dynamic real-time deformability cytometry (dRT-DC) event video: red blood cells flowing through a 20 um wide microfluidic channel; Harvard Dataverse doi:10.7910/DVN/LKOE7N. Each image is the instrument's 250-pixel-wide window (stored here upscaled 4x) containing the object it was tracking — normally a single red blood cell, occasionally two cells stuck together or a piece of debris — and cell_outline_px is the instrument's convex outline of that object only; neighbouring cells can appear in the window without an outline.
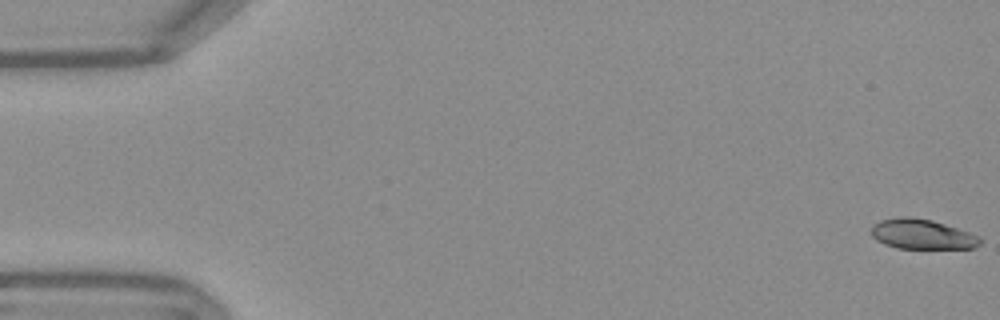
{"species": "Egyptian fruit bat (a non-hibernating species)", "species_latin": "Rousettus aegyptiacus", "temperature_condition": "warm", "stored_images_in_passage": 54, "camera_frame_rate_fps": 3000, "um_per_image_px": 0.085, "frame": {"image": 1, "passage_image": 1, "time_ms": 0.0, "image_size_px": [1000, 320], "cell_outline_px": [[984, 240], [980, 244], [972, 248], [896, 248], [884, 244], [876, 240], [872, 236], [872, 224], [880, 220], [900, 216], [912, 216], [932, 220], [980, 236]], "centroid_in_image_um": [78.35, 19.9], "position_along_channel_um": 6.6, "area_um2": 19.07}}
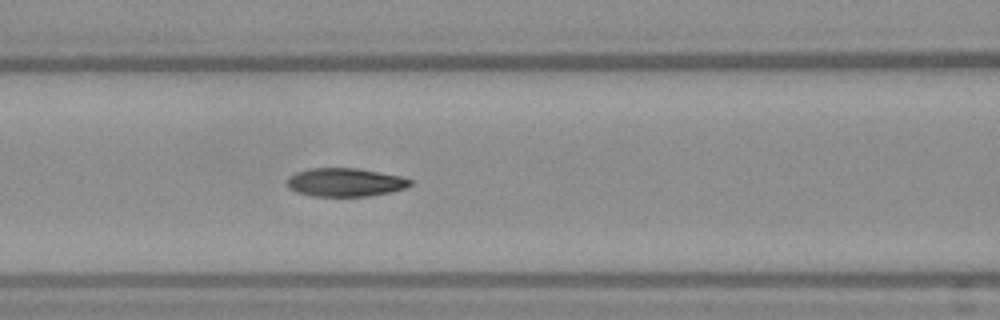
{"frame": {"image": 2, "passage_image": 23, "time_ms": 7.333, "image_size_px": [1000, 320], "cell_outline_px": [[412, 184], [408, 188], [392, 192], [368, 196], [312, 196], [296, 192], [288, 188], [284, 184], [288, 176], [296, 172], [308, 168], [356, 168], [380, 172], [400, 176], [412, 180]], "centroid_in_image_um": [29.31, 15.5], "position_along_channel_um": 137.3, "area_um2": 20.75}}
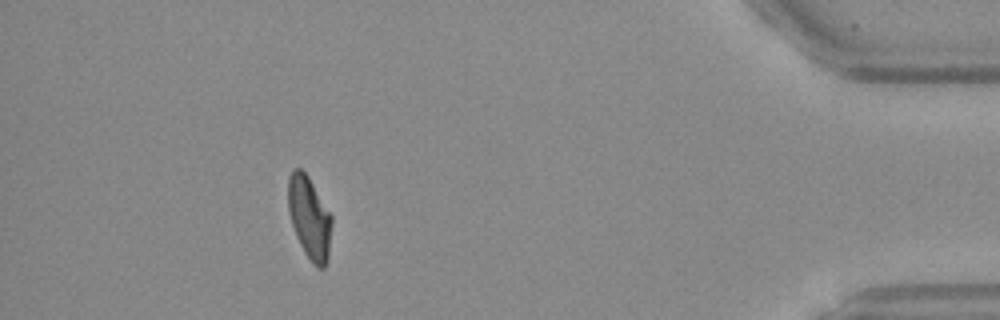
{"frame": {"image": 3, "passage_image": 49, "time_ms": 16.0, "image_size_px": [1000, 320], "cell_outline_px": [[332, 224], [328, 256], [324, 268], [316, 268], [312, 264], [304, 252], [296, 236], [292, 224], [288, 208], [288, 176], [292, 168], [300, 168], [308, 176], [332, 216]], "centroid_in_image_um": [26.29, 18.5], "position_along_channel_um": 408.9, "area_um2": 20.98}, "authors_computed_cell_mechanics": {"area_um2": 20.8369, "velocity_mm_per_s": 3.7807, "shape_relaxation_time_tau1_ms": 4.8227, "shape_relaxation_time_tau2_ms": 2.5168, "deformation_change_tau1": 0.2038, "deformation_change_tau2": 0.0864}}